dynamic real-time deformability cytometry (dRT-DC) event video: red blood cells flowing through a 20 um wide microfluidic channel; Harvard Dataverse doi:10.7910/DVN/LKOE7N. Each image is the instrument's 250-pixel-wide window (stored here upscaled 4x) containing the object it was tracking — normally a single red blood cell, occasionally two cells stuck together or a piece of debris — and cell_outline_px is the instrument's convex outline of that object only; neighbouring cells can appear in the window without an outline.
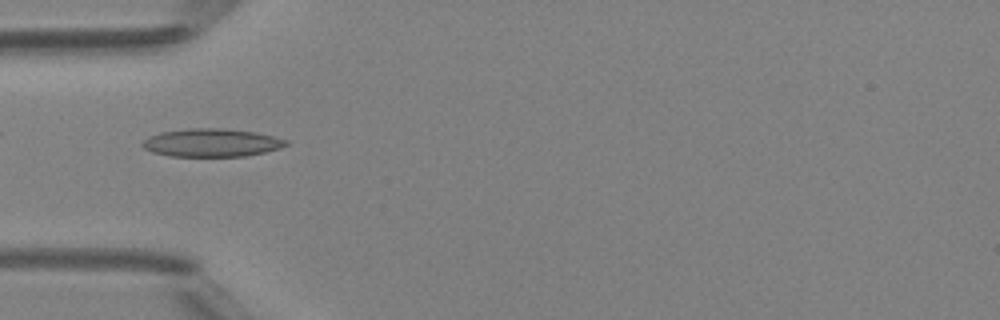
{"species": "Egyptian fruit bat (a non-hibernating species)", "species_latin": "Rousettus aegyptiacus", "temperature_condition": "room temperature", "stored_images_in_passage": 5, "camera_frame_rate_fps": 3000, "um_per_image_px": 0.085, "animal": {"sex": "female"}, "frame": {"image": 1, "passage_image": 5, "time_ms": 4.333, "image_size_px": [1000, 320], "cell_outline_px": [[288, 144], [280, 148], [264, 152], [244, 156], [172, 156], [152, 152], [144, 148], [140, 144], [144, 140], [160, 132], [188, 128], [220, 128], [256, 132], [288, 140]], "centroid_in_image_um": [17.99, 12.12], "position_along_channel_um": 67.0, "area_um2": 23.35}}